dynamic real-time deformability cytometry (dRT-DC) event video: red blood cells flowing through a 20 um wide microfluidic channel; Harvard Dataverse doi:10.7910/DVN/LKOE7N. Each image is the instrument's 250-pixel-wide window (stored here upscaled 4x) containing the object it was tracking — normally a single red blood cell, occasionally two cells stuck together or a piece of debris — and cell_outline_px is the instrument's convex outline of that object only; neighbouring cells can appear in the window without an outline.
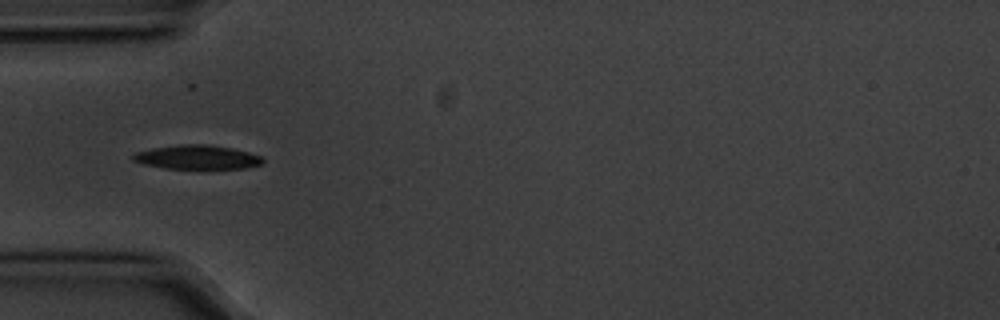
{"species": "common noctule bat (a hibernating species)", "species_latin": "Nyctalus noctula", "temperature_condition": "cold", "stored_images_in_passage": 56, "camera_frame_rate_fps": 3000, "um_per_image_px": 0.085, "animal": {"sex": "male", "body_mass_g": 20.1, "forearm_length_mm": 53.5}, "frame": {"image": 1, "passage_image": 17, "time_ms": 5.333, "image_size_px": [1000, 320], "cell_outline_px": [[264, 160], [260, 164], [244, 168], [164, 168], [144, 164], [132, 160], [132, 156], [136, 152], [152, 148], [180, 144], [208, 144], [232, 148], [248, 152], [260, 156]], "centroid_in_image_um": [16.73, 13.35], "position_along_channel_um": 68.3, "area_um2": 17.98}, "authors_computed_cell_mechanics": {"area_um2": 17.5134, "velocity_mm_per_s": 3.5691, "shape_relaxation_time_tau1_ms": 2.6535, "shape_relaxation_time_tau2_ms": 5.8585, "deformation_change_tau1": 0.1181, "deformation_change_tau2": 0.1143}}